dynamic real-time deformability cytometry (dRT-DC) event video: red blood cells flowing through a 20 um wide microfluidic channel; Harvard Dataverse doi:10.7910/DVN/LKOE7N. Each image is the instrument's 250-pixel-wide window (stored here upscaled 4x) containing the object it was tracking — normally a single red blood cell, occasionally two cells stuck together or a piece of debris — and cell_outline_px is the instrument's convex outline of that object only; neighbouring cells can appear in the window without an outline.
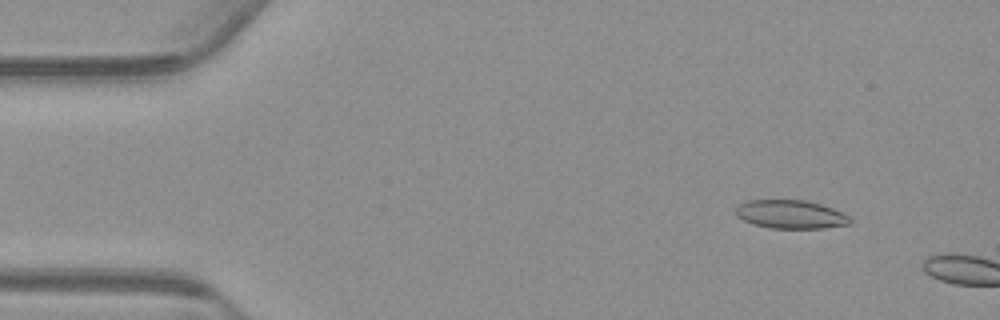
{"species": "common noctule bat (a hibernating species)", "species_latin": "Nyctalus noctula", "temperature_condition": "warm", "stored_images_in_passage": 7, "camera_frame_rate_fps": 3000, "um_per_image_px": 0.085, "animal": {"sex": "male", "body_mass_g": 23.1, "forearm_length_mm": 52.7}, "frame": {"image": 1, "passage_image": 5, "time_ms": 1.333, "image_size_px": [1000, 320], "cell_outline_px": [[852, 224], [824, 228], [768, 228], [752, 224], [736, 216], [736, 208], [740, 204], [748, 200], [804, 200], [820, 204], [832, 208], [852, 216]], "centroid_in_image_um": [67.25, 18.23], "position_along_channel_um": 17.8, "area_um2": 19.13}}